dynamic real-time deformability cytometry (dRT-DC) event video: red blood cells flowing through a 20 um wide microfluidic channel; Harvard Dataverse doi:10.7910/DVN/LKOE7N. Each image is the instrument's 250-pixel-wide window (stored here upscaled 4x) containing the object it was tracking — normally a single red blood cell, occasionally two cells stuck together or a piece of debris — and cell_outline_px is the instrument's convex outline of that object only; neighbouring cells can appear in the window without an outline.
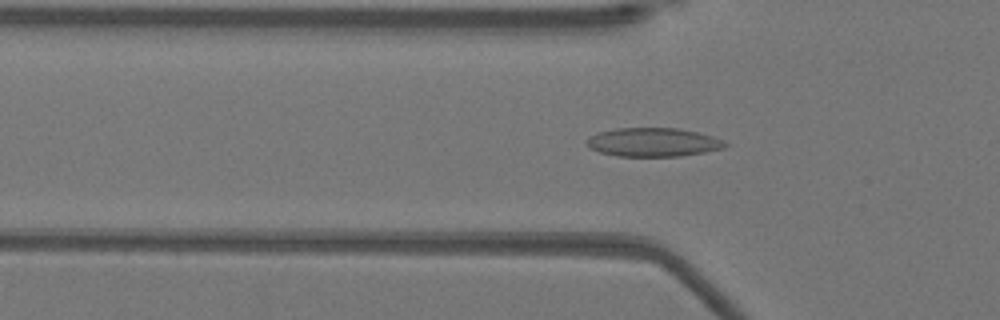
{"species": "Egyptian fruit bat (a non-hibernating species)", "species_latin": "Rousettus aegyptiacus", "temperature_condition": "warm", "stored_images_in_passage": 51, "camera_frame_rate_fps": 3000, "um_per_image_px": 0.085, "animal": {"sex": "female"}, "frame": {"image": 1, "passage_image": 16, "time_ms": 5.0, "image_size_px": [1000, 320], "cell_outline_px": [[728, 144], [724, 148], [704, 152], [680, 156], [616, 156], [600, 152], [588, 148], [588, 136], [600, 132], [616, 128], [676, 128], [696, 132], [712, 136]], "centroid_in_image_um": [55.49, 12.09], "position_along_channel_um": 70.3, "area_um2": 22.95}}
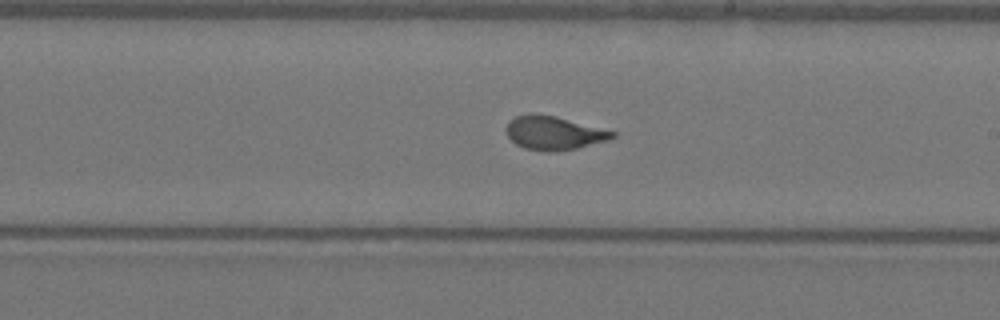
{"frame": {"image": 2, "passage_image": 29, "time_ms": 9.333, "image_size_px": [1000, 320], "cell_outline_px": [[616, 136], [608, 140], [576, 148], [556, 152], [548, 152], [524, 148], [516, 144], [508, 136], [504, 128], [508, 120], [516, 116], [556, 116], [616, 132]], "centroid_in_image_um": [47.07, 11.33], "position_along_channel_um": 241.9, "area_um2": 20.4}}
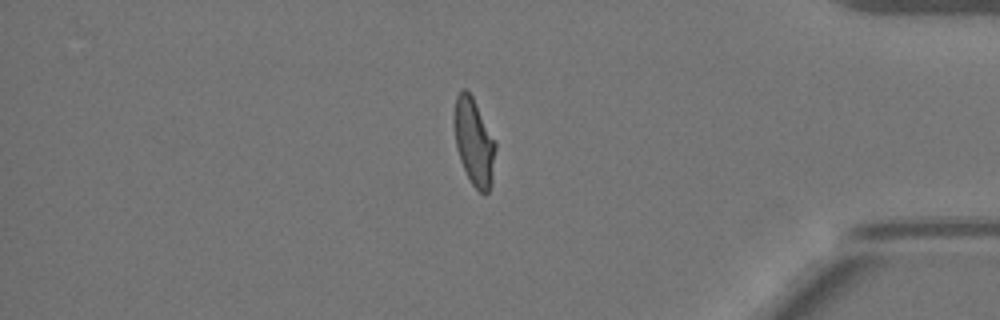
{"frame": {"image": 3, "passage_image": 43, "time_ms": 14.0, "image_size_px": [1000, 320], "cell_outline_px": [[496, 148], [492, 184], [488, 192], [480, 192], [472, 184], [460, 160], [456, 148], [452, 124], [452, 116], [456, 96], [464, 88], [472, 96], [496, 140]], "centroid_in_image_um": [40.28, 12.03], "position_along_channel_um": 394.9, "area_um2": 21.33}, "authors_computed_cell_mechanics": {"area_um2": 21.3282, "velocity_mm_per_s": 3.9373, "shape_relaxation_time_tau1_ms": 6.8308, "shape_relaxation_time_tau2_ms": null, "deformation_change_tau1": 0.2248, "deformation_change_tau2": null}}